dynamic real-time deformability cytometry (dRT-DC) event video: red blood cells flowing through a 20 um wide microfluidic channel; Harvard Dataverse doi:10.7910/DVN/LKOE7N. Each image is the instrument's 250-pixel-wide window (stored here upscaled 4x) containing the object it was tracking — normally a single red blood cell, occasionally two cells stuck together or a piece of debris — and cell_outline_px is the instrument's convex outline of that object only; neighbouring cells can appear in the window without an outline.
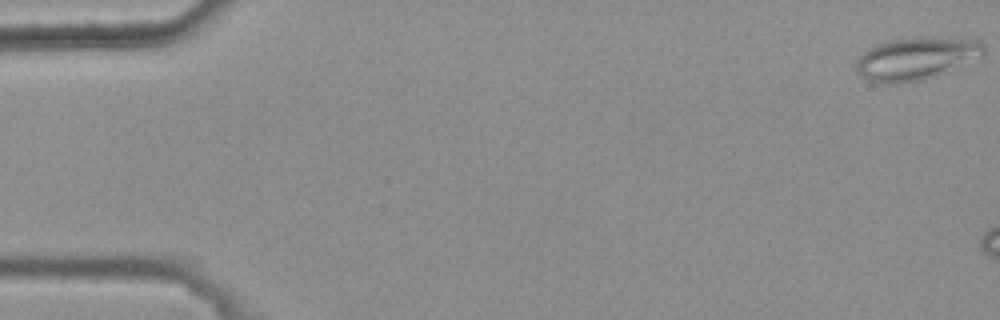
{"species": "common noctule bat (a hibernating species)", "species_latin": "Nyctalus noctula", "temperature_condition": "warm", "stored_images_in_passage": 3, "camera_frame_rate_fps": 3000, "um_per_image_px": 0.085, "animal": {"sex": "female", "body_mass_g": 25.1}, "frame": {"image": 1, "passage_image": 1, "time_ms": 0.0, "image_size_px": [1000, 320], "cell_outline_px": [[984, 56], [936, 76], [924, 80], [896, 84], [888, 84], [868, 80], [856, 68], [856, 60], [868, 48], [892, 40], [928, 36], [980, 40], [984, 44]], "centroid_in_image_um": [77.93, 4.97], "position_along_channel_um": 7.1, "area_um2": 31.67}}